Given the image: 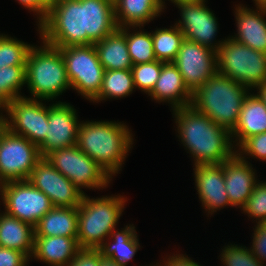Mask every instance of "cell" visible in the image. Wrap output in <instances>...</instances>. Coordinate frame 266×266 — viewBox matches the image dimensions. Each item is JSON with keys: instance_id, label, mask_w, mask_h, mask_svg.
Returning a JSON list of instances; mask_svg holds the SVG:
<instances>
[{"instance_id": "obj_17", "label": "cell", "mask_w": 266, "mask_h": 266, "mask_svg": "<svg viewBox=\"0 0 266 266\" xmlns=\"http://www.w3.org/2000/svg\"><path fill=\"white\" fill-rule=\"evenodd\" d=\"M194 167L197 194L206 211L212 215L224 206L231 205L225 190L222 163Z\"/></svg>"}, {"instance_id": "obj_26", "label": "cell", "mask_w": 266, "mask_h": 266, "mask_svg": "<svg viewBox=\"0 0 266 266\" xmlns=\"http://www.w3.org/2000/svg\"><path fill=\"white\" fill-rule=\"evenodd\" d=\"M34 241V226L6 212L0 213V247L23 252L31 258Z\"/></svg>"}, {"instance_id": "obj_11", "label": "cell", "mask_w": 266, "mask_h": 266, "mask_svg": "<svg viewBox=\"0 0 266 266\" xmlns=\"http://www.w3.org/2000/svg\"><path fill=\"white\" fill-rule=\"evenodd\" d=\"M0 196L8 215L32 226L53 208L49 197L28 180L1 184Z\"/></svg>"}, {"instance_id": "obj_29", "label": "cell", "mask_w": 266, "mask_h": 266, "mask_svg": "<svg viewBox=\"0 0 266 266\" xmlns=\"http://www.w3.org/2000/svg\"><path fill=\"white\" fill-rule=\"evenodd\" d=\"M136 89L131 70H105L99 94L92 100L100 102L107 98H121L130 95Z\"/></svg>"}, {"instance_id": "obj_13", "label": "cell", "mask_w": 266, "mask_h": 266, "mask_svg": "<svg viewBox=\"0 0 266 266\" xmlns=\"http://www.w3.org/2000/svg\"><path fill=\"white\" fill-rule=\"evenodd\" d=\"M206 0H186L174 2L181 11V20L175 25L184 38L217 52L225 40L213 43L217 35L218 22L214 13L206 6Z\"/></svg>"}, {"instance_id": "obj_46", "label": "cell", "mask_w": 266, "mask_h": 266, "mask_svg": "<svg viewBox=\"0 0 266 266\" xmlns=\"http://www.w3.org/2000/svg\"><path fill=\"white\" fill-rule=\"evenodd\" d=\"M255 1L256 7H265L266 8V0H253Z\"/></svg>"}, {"instance_id": "obj_6", "label": "cell", "mask_w": 266, "mask_h": 266, "mask_svg": "<svg viewBox=\"0 0 266 266\" xmlns=\"http://www.w3.org/2000/svg\"><path fill=\"white\" fill-rule=\"evenodd\" d=\"M38 28L41 39L53 47L87 45L84 0H54Z\"/></svg>"}, {"instance_id": "obj_37", "label": "cell", "mask_w": 266, "mask_h": 266, "mask_svg": "<svg viewBox=\"0 0 266 266\" xmlns=\"http://www.w3.org/2000/svg\"><path fill=\"white\" fill-rule=\"evenodd\" d=\"M236 153L239 156L244 154L266 161V132L247 138L238 148ZM239 152V153H238ZM242 153V154H241Z\"/></svg>"}, {"instance_id": "obj_25", "label": "cell", "mask_w": 266, "mask_h": 266, "mask_svg": "<svg viewBox=\"0 0 266 266\" xmlns=\"http://www.w3.org/2000/svg\"><path fill=\"white\" fill-rule=\"evenodd\" d=\"M94 46L105 70H131L133 63L126 43V27L117 28Z\"/></svg>"}, {"instance_id": "obj_14", "label": "cell", "mask_w": 266, "mask_h": 266, "mask_svg": "<svg viewBox=\"0 0 266 266\" xmlns=\"http://www.w3.org/2000/svg\"><path fill=\"white\" fill-rule=\"evenodd\" d=\"M35 188L49 197L53 207H79L83 194L73 183L42 157L27 179Z\"/></svg>"}, {"instance_id": "obj_43", "label": "cell", "mask_w": 266, "mask_h": 266, "mask_svg": "<svg viewBox=\"0 0 266 266\" xmlns=\"http://www.w3.org/2000/svg\"><path fill=\"white\" fill-rule=\"evenodd\" d=\"M257 88V96L264 102L266 106V82L262 85H259Z\"/></svg>"}, {"instance_id": "obj_44", "label": "cell", "mask_w": 266, "mask_h": 266, "mask_svg": "<svg viewBox=\"0 0 266 266\" xmlns=\"http://www.w3.org/2000/svg\"><path fill=\"white\" fill-rule=\"evenodd\" d=\"M99 266H123L117 263L115 260H112L108 257H101L100 258V265Z\"/></svg>"}, {"instance_id": "obj_8", "label": "cell", "mask_w": 266, "mask_h": 266, "mask_svg": "<svg viewBox=\"0 0 266 266\" xmlns=\"http://www.w3.org/2000/svg\"><path fill=\"white\" fill-rule=\"evenodd\" d=\"M59 49L71 88L92 101L99 94L105 73L94 44Z\"/></svg>"}, {"instance_id": "obj_16", "label": "cell", "mask_w": 266, "mask_h": 266, "mask_svg": "<svg viewBox=\"0 0 266 266\" xmlns=\"http://www.w3.org/2000/svg\"><path fill=\"white\" fill-rule=\"evenodd\" d=\"M79 122L76 110L69 103L59 101L50 105L46 138L39 146L41 156L77 145Z\"/></svg>"}, {"instance_id": "obj_9", "label": "cell", "mask_w": 266, "mask_h": 266, "mask_svg": "<svg viewBox=\"0 0 266 266\" xmlns=\"http://www.w3.org/2000/svg\"><path fill=\"white\" fill-rule=\"evenodd\" d=\"M46 158L83 195L85 193L81 188L104 189L111 181L107 172L77 145L55 150Z\"/></svg>"}, {"instance_id": "obj_40", "label": "cell", "mask_w": 266, "mask_h": 266, "mask_svg": "<svg viewBox=\"0 0 266 266\" xmlns=\"http://www.w3.org/2000/svg\"><path fill=\"white\" fill-rule=\"evenodd\" d=\"M29 259L23 252L0 247V266H27Z\"/></svg>"}, {"instance_id": "obj_21", "label": "cell", "mask_w": 266, "mask_h": 266, "mask_svg": "<svg viewBox=\"0 0 266 266\" xmlns=\"http://www.w3.org/2000/svg\"><path fill=\"white\" fill-rule=\"evenodd\" d=\"M84 19L87 45L101 41L118 28L110 0H84Z\"/></svg>"}, {"instance_id": "obj_3", "label": "cell", "mask_w": 266, "mask_h": 266, "mask_svg": "<svg viewBox=\"0 0 266 266\" xmlns=\"http://www.w3.org/2000/svg\"><path fill=\"white\" fill-rule=\"evenodd\" d=\"M248 90L231 78L216 73L192 93L190 106L231 132L238 122Z\"/></svg>"}, {"instance_id": "obj_1", "label": "cell", "mask_w": 266, "mask_h": 266, "mask_svg": "<svg viewBox=\"0 0 266 266\" xmlns=\"http://www.w3.org/2000/svg\"><path fill=\"white\" fill-rule=\"evenodd\" d=\"M179 139L194 158V165L220 164L231 158V132L191 106L172 109Z\"/></svg>"}, {"instance_id": "obj_18", "label": "cell", "mask_w": 266, "mask_h": 266, "mask_svg": "<svg viewBox=\"0 0 266 266\" xmlns=\"http://www.w3.org/2000/svg\"><path fill=\"white\" fill-rule=\"evenodd\" d=\"M244 156L235 153L231 158L222 163L225 180V190L228 194L231 207L242 208L258 182L251 164Z\"/></svg>"}, {"instance_id": "obj_4", "label": "cell", "mask_w": 266, "mask_h": 266, "mask_svg": "<svg viewBox=\"0 0 266 266\" xmlns=\"http://www.w3.org/2000/svg\"><path fill=\"white\" fill-rule=\"evenodd\" d=\"M37 48L32 45L26 60V84L33 97L38 100H54L71 88L65 62L59 48L44 41ZM54 98V99H53Z\"/></svg>"}, {"instance_id": "obj_15", "label": "cell", "mask_w": 266, "mask_h": 266, "mask_svg": "<svg viewBox=\"0 0 266 266\" xmlns=\"http://www.w3.org/2000/svg\"><path fill=\"white\" fill-rule=\"evenodd\" d=\"M173 63L191 93L217 73L216 52L186 39Z\"/></svg>"}, {"instance_id": "obj_19", "label": "cell", "mask_w": 266, "mask_h": 266, "mask_svg": "<svg viewBox=\"0 0 266 266\" xmlns=\"http://www.w3.org/2000/svg\"><path fill=\"white\" fill-rule=\"evenodd\" d=\"M256 10L236 6L237 34L231 38L251 49L266 53V8L256 7Z\"/></svg>"}, {"instance_id": "obj_10", "label": "cell", "mask_w": 266, "mask_h": 266, "mask_svg": "<svg viewBox=\"0 0 266 266\" xmlns=\"http://www.w3.org/2000/svg\"><path fill=\"white\" fill-rule=\"evenodd\" d=\"M41 158L37 145L4 127L0 132V185L27 180Z\"/></svg>"}, {"instance_id": "obj_35", "label": "cell", "mask_w": 266, "mask_h": 266, "mask_svg": "<svg viewBox=\"0 0 266 266\" xmlns=\"http://www.w3.org/2000/svg\"><path fill=\"white\" fill-rule=\"evenodd\" d=\"M221 262L224 266H263L250 249L230 244L222 249Z\"/></svg>"}, {"instance_id": "obj_42", "label": "cell", "mask_w": 266, "mask_h": 266, "mask_svg": "<svg viewBox=\"0 0 266 266\" xmlns=\"http://www.w3.org/2000/svg\"><path fill=\"white\" fill-rule=\"evenodd\" d=\"M162 262H164V265H159L158 263L156 266H201L183 254H173V256H169V258H167V261L163 260Z\"/></svg>"}, {"instance_id": "obj_32", "label": "cell", "mask_w": 266, "mask_h": 266, "mask_svg": "<svg viewBox=\"0 0 266 266\" xmlns=\"http://www.w3.org/2000/svg\"><path fill=\"white\" fill-rule=\"evenodd\" d=\"M129 28L126 27V43L133 65L156 61L152 33L141 30L130 33Z\"/></svg>"}, {"instance_id": "obj_5", "label": "cell", "mask_w": 266, "mask_h": 266, "mask_svg": "<svg viewBox=\"0 0 266 266\" xmlns=\"http://www.w3.org/2000/svg\"><path fill=\"white\" fill-rule=\"evenodd\" d=\"M123 196L90 198L83 195L78 207L79 248L98 249L110 237L123 212L126 199Z\"/></svg>"}, {"instance_id": "obj_34", "label": "cell", "mask_w": 266, "mask_h": 266, "mask_svg": "<svg viewBox=\"0 0 266 266\" xmlns=\"http://www.w3.org/2000/svg\"><path fill=\"white\" fill-rule=\"evenodd\" d=\"M164 62L153 61L150 63H142L133 65L131 68L135 88L150 93L155 86Z\"/></svg>"}, {"instance_id": "obj_28", "label": "cell", "mask_w": 266, "mask_h": 266, "mask_svg": "<svg viewBox=\"0 0 266 266\" xmlns=\"http://www.w3.org/2000/svg\"><path fill=\"white\" fill-rule=\"evenodd\" d=\"M137 237L135 226L127 225L120 231L114 229L109 237L110 240L113 239V242L109 243V238H107V241L103 242L98 249L103 257H108L120 265L126 266L139 249L140 244Z\"/></svg>"}, {"instance_id": "obj_22", "label": "cell", "mask_w": 266, "mask_h": 266, "mask_svg": "<svg viewBox=\"0 0 266 266\" xmlns=\"http://www.w3.org/2000/svg\"><path fill=\"white\" fill-rule=\"evenodd\" d=\"M164 4V0H116L114 2L116 24L118 28L140 29L141 26L160 16Z\"/></svg>"}, {"instance_id": "obj_20", "label": "cell", "mask_w": 266, "mask_h": 266, "mask_svg": "<svg viewBox=\"0 0 266 266\" xmlns=\"http://www.w3.org/2000/svg\"><path fill=\"white\" fill-rule=\"evenodd\" d=\"M158 102H169L172 109L190 106L192 93L173 62L163 63L154 88L148 94Z\"/></svg>"}, {"instance_id": "obj_7", "label": "cell", "mask_w": 266, "mask_h": 266, "mask_svg": "<svg viewBox=\"0 0 266 266\" xmlns=\"http://www.w3.org/2000/svg\"><path fill=\"white\" fill-rule=\"evenodd\" d=\"M216 55L217 73L250 90L266 82V53L251 49L228 37L218 48Z\"/></svg>"}, {"instance_id": "obj_41", "label": "cell", "mask_w": 266, "mask_h": 266, "mask_svg": "<svg viewBox=\"0 0 266 266\" xmlns=\"http://www.w3.org/2000/svg\"><path fill=\"white\" fill-rule=\"evenodd\" d=\"M28 10L36 12L38 16V25L45 19L47 16L50 6L53 0H17Z\"/></svg>"}, {"instance_id": "obj_36", "label": "cell", "mask_w": 266, "mask_h": 266, "mask_svg": "<svg viewBox=\"0 0 266 266\" xmlns=\"http://www.w3.org/2000/svg\"><path fill=\"white\" fill-rule=\"evenodd\" d=\"M256 223L266 222V182H257L246 204L241 208Z\"/></svg>"}, {"instance_id": "obj_30", "label": "cell", "mask_w": 266, "mask_h": 266, "mask_svg": "<svg viewBox=\"0 0 266 266\" xmlns=\"http://www.w3.org/2000/svg\"><path fill=\"white\" fill-rule=\"evenodd\" d=\"M184 40V35L176 25L155 30L152 43L156 59L164 63L173 62Z\"/></svg>"}, {"instance_id": "obj_31", "label": "cell", "mask_w": 266, "mask_h": 266, "mask_svg": "<svg viewBox=\"0 0 266 266\" xmlns=\"http://www.w3.org/2000/svg\"><path fill=\"white\" fill-rule=\"evenodd\" d=\"M26 85V65L0 68V103L6 106L16 98L24 97L20 90Z\"/></svg>"}, {"instance_id": "obj_39", "label": "cell", "mask_w": 266, "mask_h": 266, "mask_svg": "<svg viewBox=\"0 0 266 266\" xmlns=\"http://www.w3.org/2000/svg\"><path fill=\"white\" fill-rule=\"evenodd\" d=\"M254 229L250 251L264 264L266 261V222L257 224Z\"/></svg>"}, {"instance_id": "obj_24", "label": "cell", "mask_w": 266, "mask_h": 266, "mask_svg": "<svg viewBox=\"0 0 266 266\" xmlns=\"http://www.w3.org/2000/svg\"><path fill=\"white\" fill-rule=\"evenodd\" d=\"M264 132H266V106L256 94L248 93L242 104L238 122L231 131V137H236L237 147L247 138Z\"/></svg>"}, {"instance_id": "obj_12", "label": "cell", "mask_w": 266, "mask_h": 266, "mask_svg": "<svg viewBox=\"0 0 266 266\" xmlns=\"http://www.w3.org/2000/svg\"><path fill=\"white\" fill-rule=\"evenodd\" d=\"M5 112V127L12 133L24 136L38 147L45 141L48 125L46 104L24 96L10 101Z\"/></svg>"}, {"instance_id": "obj_27", "label": "cell", "mask_w": 266, "mask_h": 266, "mask_svg": "<svg viewBox=\"0 0 266 266\" xmlns=\"http://www.w3.org/2000/svg\"><path fill=\"white\" fill-rule=\"evenodd\" d=\"M35 236L77 238L78 207H53L34 226Z\"/></svg>"}, {"instance_id": "obj_38", "label": "cell", "mask_w": 266, "mask_h": 266, "mask_svg": "<svg viewBox=\"0 0 266 266\" xmlns=\"http://www.w3.org/2000/svg\"><path fill=\"white\" fill-rule=\"evenodd\" d=\"M101 257L99 249L80 248L67 266H99Z\"/></svg>"}, {"instance_id": "obj_45", "label": "cell", "mask_w": 266, "mask_h": 266, "mask_svg": "<svg viewBox=\"0 0 266 266\" xmlns=\"http://www.w3.org/2000/svg\"><path fill=\"white\" fill-rule=\"evenodd\" d=\"M5 110V106L0 103V110ZM2 114V113H0ZM4 116V117H3ZM0 115V132L5 127V115Z\"/></svg>"}, {"instance_id": "obj_2", "label": "cell", "mask_w": 266, "mask_h": 266, "mask_svg": "<svg viewBox=\"0 0 266 266\" xmlns=\"http://www.w3.org/2000/svg\"><path fill=\"white\" fill-rule=\"evenodd\" d=\"M128 126L121 122H80L77 147L96 161L111 177L121 170L133 136Z\"/></svg>"}, {"instance_id": "obj_47", "label": "cell", "mask_w": 266, "mask_h": 266, "mask_svg": "<svg viewBox=\"0 0 266 266\" xmlns=\"http://www.w3.org/2000/svg\"><path fill=\"white\" fill-rule=\"evenodd\" d=\"M171 2H177V1H186V0H170Z\"/></svg>"}, {"instance_id": "obj_23", "label": "cell", "mask_w": 266, "mask_h": 266, "mask_svg": "<svg viewBox=\"0 0 266 266\" xmlns=\"http://www.w3.org/2000/svg\"><path fill=\"white\" fill-rule=\"evenodd\" d=\"M77 238L64 236H35L31 258L51 266H67L79 250Z\"/></svg>"}, {"instance_id": "obj_33", "label": "cell", "mask_w": 266, "mask_h": 266, "mask_svg": "<svg viewBox=\"0 0 266 266\" xmlns=\"http://www.w3.org/2000/svg\"><path fill=\"white\" fill-rule=\"evenodd\" d=\"M30 44L16 38L0 34V68L26 65Z\"/></svg>"}]
</instances>
